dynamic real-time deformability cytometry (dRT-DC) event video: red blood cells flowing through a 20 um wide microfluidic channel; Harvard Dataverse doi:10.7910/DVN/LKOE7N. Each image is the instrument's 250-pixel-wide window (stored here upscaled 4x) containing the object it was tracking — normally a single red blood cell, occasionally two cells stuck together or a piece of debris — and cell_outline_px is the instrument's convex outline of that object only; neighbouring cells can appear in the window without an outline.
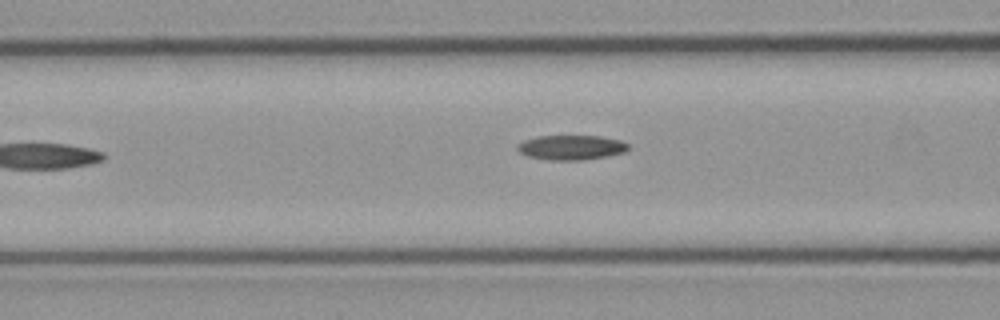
{"species": "common noctule bat (a hibernating species)", "species_latin": "Nyctalus noctula", "temperature_condition": "cold", "stored_images_in_passage": 7, "camera_frame_rate_fps": 3000, "um_per_image_px": 0.085, "animal": {"sex": "male", "body_mass_g": 23.1, "forearm_length_mm": 52.7}, "frame": {"image": 1, "passage_image": 6, "time_ms": 1.667, "image_size_px": [1000, 320], "cell_outline_px": [[628, 148], [624, 152], [608, 156], [580, 160], [548, 160], [528, 156], [520, 152], [516, 148], [524, 140], [540, 136], [600, 136], [620, 140], [628, 144]], "centroid_in_image_um": [48.56, 12.53], "position_along_channel_um": 118.0, "area_um2": 15.78}}
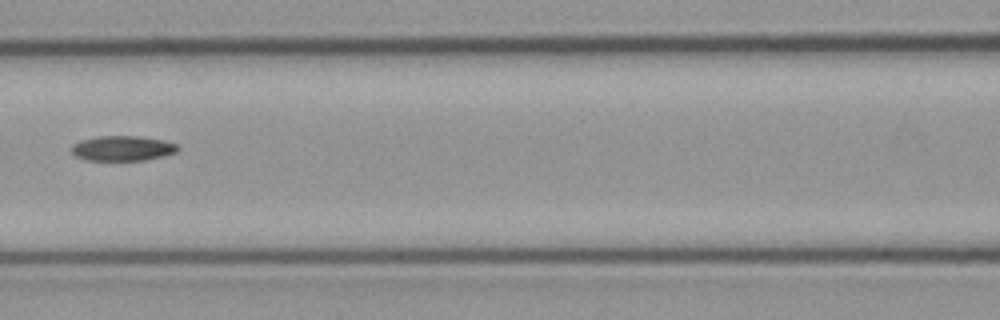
{"frame": {"image": 2, "passage_image": 7, "time_ms": 2.0, "image_size_px": [1000, 320], "cell_outline_px": [[180, 148], [176, 152], [164, 156], [144, 160], [84, 160], [76, 156], [72, 152], [72, 144], [84, 140], [100, 136], [140, 136], [164, 140], [176, 144]], "centroid_in_image_um": [10.45, 12.61], "position_along_channel_um": 156.2, "area_um2": 15.43}}